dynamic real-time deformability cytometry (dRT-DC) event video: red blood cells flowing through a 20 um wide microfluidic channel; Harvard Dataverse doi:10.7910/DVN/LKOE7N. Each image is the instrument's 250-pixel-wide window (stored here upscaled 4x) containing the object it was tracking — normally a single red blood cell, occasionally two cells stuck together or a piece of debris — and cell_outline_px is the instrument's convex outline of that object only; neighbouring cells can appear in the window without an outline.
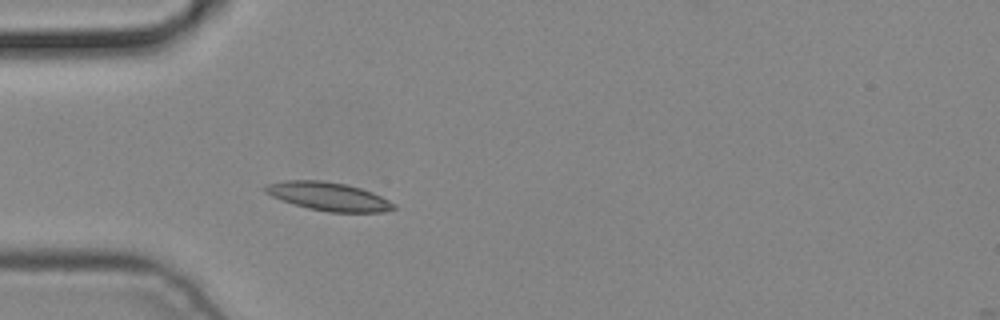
{"species": "common noctule bat (a hibernating species)", "species_latin": "Nyctalus noctula", "temperature_condition": "cold", "stored_images_in_passage": 3, "camera_frame_rate_fps": 3000, "um_per_image_px": 0.085, "animal": {"sex": "male", "body_mass_g": 19.2, "forearm_length_mm": 51.8}, "frame": {"image": 1, "passage_image": 3, "time_ms": 0.667, "image_size_px": [1000, 320], "cell_outline_px": [[396, 208], [384, 212], [328, 212], [308, 208], [292, 204], [272, 196], [264, 192], [264, 184], [284, 180], [320, 180], [344, 184], [360, 188], [372, 192], [396, 204]], "centroid_in_image_um": [27.89, 16.69], "position_along_channel_um": 57.1, "area_um2": 21.27}}